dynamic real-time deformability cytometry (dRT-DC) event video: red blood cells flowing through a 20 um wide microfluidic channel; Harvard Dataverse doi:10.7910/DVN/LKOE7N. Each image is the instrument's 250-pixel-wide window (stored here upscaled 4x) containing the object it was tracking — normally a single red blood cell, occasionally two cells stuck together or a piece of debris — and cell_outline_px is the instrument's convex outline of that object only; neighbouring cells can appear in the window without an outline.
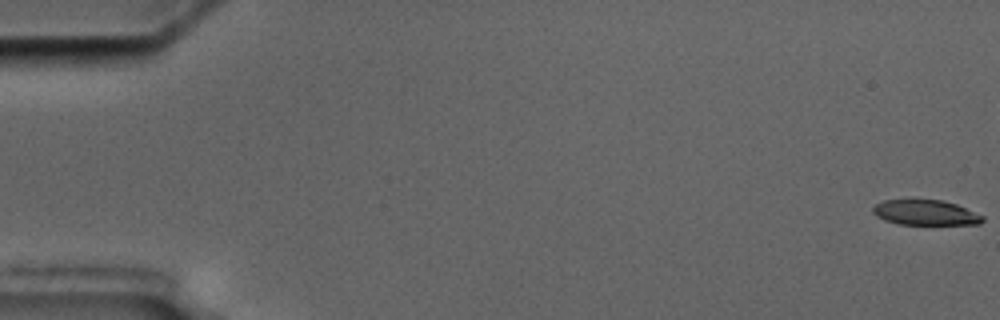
{"species": "common noctule bat (a hibernating species)", "species_latin": "Nyctalus noctula", "temperature_condition": "cold", "stored_images_in_passage": 7, "camera_frame_rate_fps": 3000, "um_per_image_px": 0.085, "animal": {"sex": "male", "body_mass_g": 17.5, "forearm_length_mm": 52.3}, "frame": {"image": 1, "passage_image": 1, "time_ms": 0.0, "image_size_px": [1000, 320], "cell_outline_px": [[984, 220], [980, 224], [900, 224], [884, 220], [876, 216], [872, 212], [872, 208], [876, 204], [884, 200], [944, 200], [956, 204], [984, 216]], "centroid_in_image_um": [78.66, 18.07], "position_along_channel_um": 6.3, "area_um2": 16.01}}
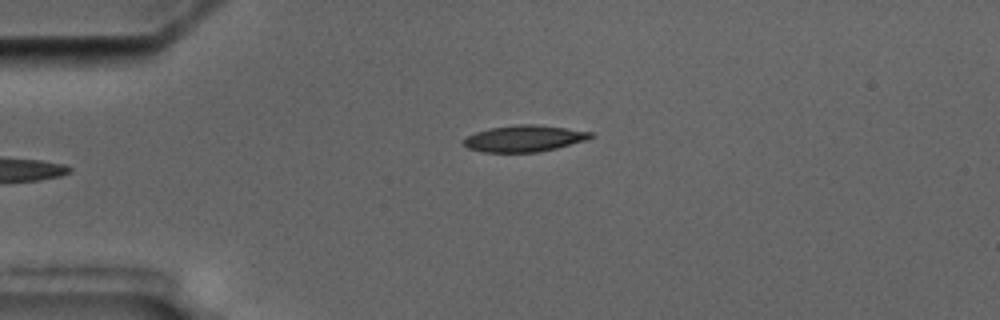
{"frame": {"image": 2, "passage_image": 7, "time_ms": 6.667, "image_size_px": [1000, 320], "cell_outline_px": [[596, 136], [584, 140], [556, 148], [540, 152], [484, 152], [468, 148], [460, 140], [476, 132], [488, 128], [516, 124], [536, 124], [592, 132]], "centroid_in_image_um": [44.53, 11.77], "position_along_channel_um": 40.5, "area_um2": 19.54}}